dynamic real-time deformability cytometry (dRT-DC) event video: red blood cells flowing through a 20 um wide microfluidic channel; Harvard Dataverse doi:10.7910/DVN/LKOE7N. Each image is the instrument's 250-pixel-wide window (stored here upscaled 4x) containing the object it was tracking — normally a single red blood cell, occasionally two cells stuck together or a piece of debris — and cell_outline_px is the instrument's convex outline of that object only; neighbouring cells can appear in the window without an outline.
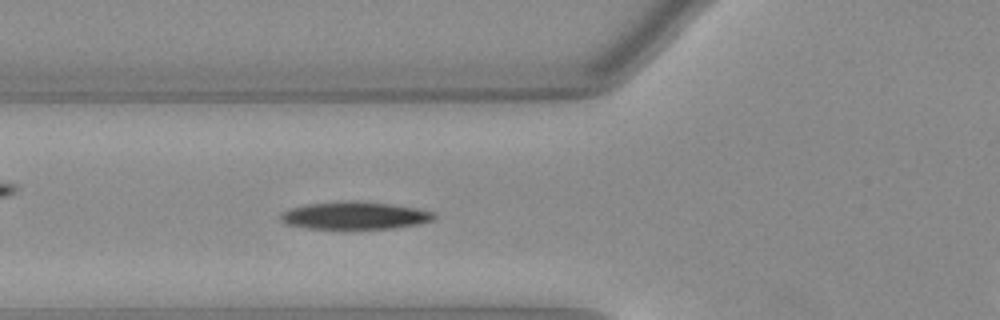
{"species": "Egyptian fruit bat (a non-hibernating species)", "species_latin": "Rousettus aegyptiacus", "temperature_condition": "warm", "stored_images_in_passage": 47, "camera_frame_rate_fps": 3000, "um_per_image_px": 0.085, "animal": {"sex": "female"}, "frame": {"image": 1, "passage_image": 18, "time_ms": 5.667, "image_size_px": [1000, 320], "cell_outline_px": [[436, 216], [432, 220], [416, 224], [392, 228], [312, 228], [288, 224], [280, 220], [280, 216], [284, 212], [292, 208], [308, 204], [392, 204], [416, 208], [432, 212]], "centroid_in_image_um": [30.19, 18.36], "position_along_channel_um": 95.6, "area_um2": 22.83}}
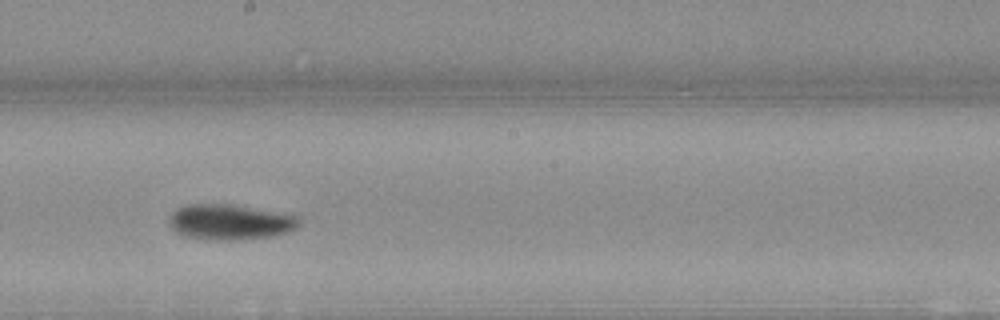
{"frame": {"image": 2, "passage_image": 28, "time_ms": 9.0, "image_size_px": [1000, 320], "cell_outline_px": [[300, 220], [296, 228], [288, 232], [272, 236], [236, 240], [216, 240], [188, 236], [172, 228], [172, 216], [180, 208], [188, 204], [236, 204], [300, 216]], "centroid_in_image_um": [19.67, 18.86], "position_along_channel_um": 228.5, "area_um2": 26.36}}
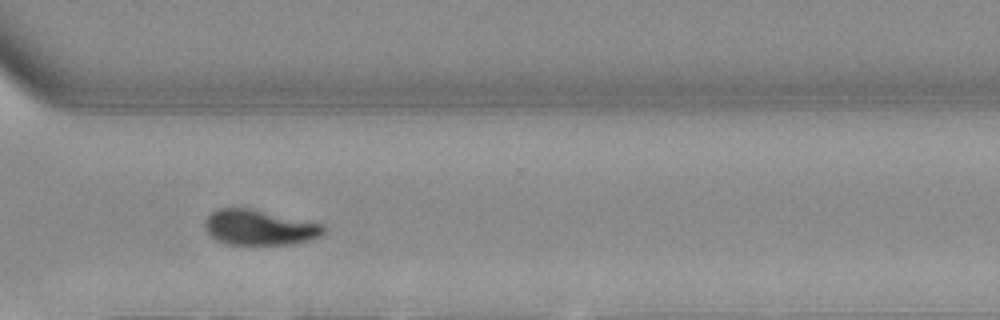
{"frame": {"image": 3, "passage_image": 37, "time_ms": 12.0, "image_size_px": [1000, 320], "cell_outline_px": [[324, 232], [308, 240], [292, 244], [224, 244], [216, 240], [208, 232], [204, 224], [204, 220], [212, 212], [220, 208], [248, 208], [320, 224], [324, 228]], "centroid_in_image_um": [21.96, 19.34], "position_along_channel_um": 348.6, "area_um2": 23.76}}